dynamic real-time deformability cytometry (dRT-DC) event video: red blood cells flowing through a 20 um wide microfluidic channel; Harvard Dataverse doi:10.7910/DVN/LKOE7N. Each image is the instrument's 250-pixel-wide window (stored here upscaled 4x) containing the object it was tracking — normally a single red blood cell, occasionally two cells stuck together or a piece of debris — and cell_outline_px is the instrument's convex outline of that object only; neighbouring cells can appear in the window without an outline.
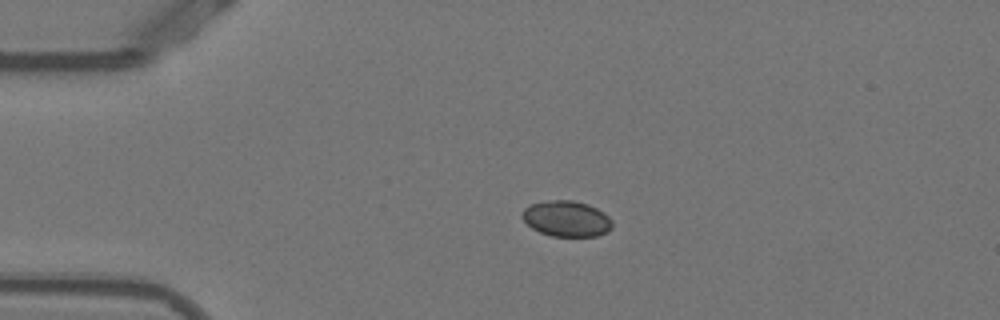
{"species": "Egyptian fruit bat (a non-hibernating species)", "species_latin": "Rousettus aegyptiacus", "temperature_condition": "warm", "stored_images_in_passage": 17, "camera_frame_rate_fps": 3000, "um_per_image_px": 0.085, "animal": {"sex": "female"}, "frame": {"image": 1, "passage_image": 1, "time_ms": 0.0, "image_size_px": [1000, 320], "cell_outline_px": [[612, 228], [608, 232], [596, 236], [552, 236], [540, 232], [532, 228], [520, 216], [524, 208], [532, 204], [548, 200], [572, 200], [588, 204], [604, 212], [612, 220]], "centroid_in_image_um": [48.17, 18.59], "position_along_channel_um": 36.8, "area_um2": 18.84}}
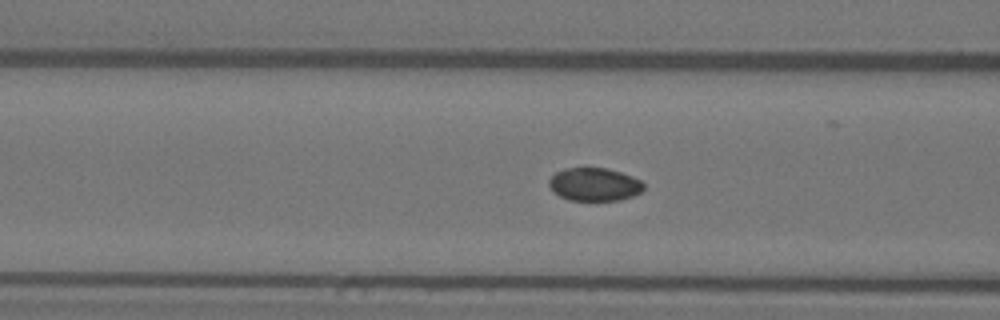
{"frame": {"image": 2, "passage_image": 10, "time_ms": 3.0, "image_size_px": [1000, 320], "cell_outline_px": [[644, 188], [640, 192], [632, 196], [620, 200], [568, 200], [560, 196], [548, 184], [548, 180], [556, 172], [564, 168], [608, 168], [632, 176], [640, 180], [644, 184]], "centroid_in_image_um": [50.53, 15.67], "position_along_channel_um": 116.1, "area_um2": 18.15}}
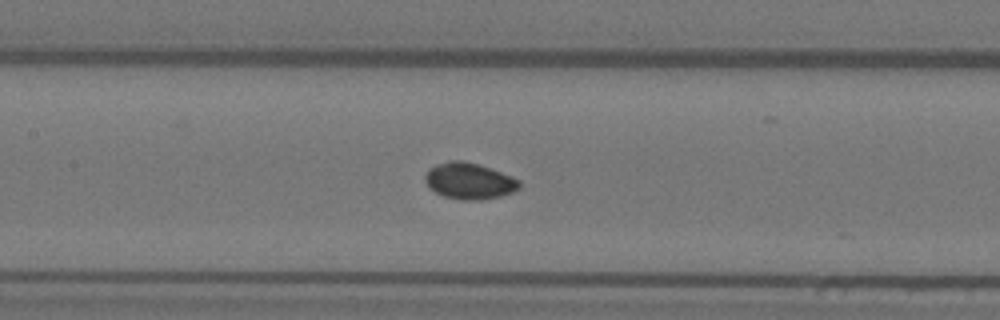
{"frame": {"image": 3, "passage_image": 14, "time_ms": 4.333, "image_size_px": [1000, 320], "cell_outline_px": [[520, 188], [512, 192], [500, 196], [480, 200], [464, 200], [444, 196], [428, 188], [424, 180], [424, 176], [436, 164], [448, 160], [464, 160], [512, 176], [520, 180]], "centroid_in_image_um": [39.87, 15.38], "position_along_channel_um": 167.5, "area_um2": 19.83}}